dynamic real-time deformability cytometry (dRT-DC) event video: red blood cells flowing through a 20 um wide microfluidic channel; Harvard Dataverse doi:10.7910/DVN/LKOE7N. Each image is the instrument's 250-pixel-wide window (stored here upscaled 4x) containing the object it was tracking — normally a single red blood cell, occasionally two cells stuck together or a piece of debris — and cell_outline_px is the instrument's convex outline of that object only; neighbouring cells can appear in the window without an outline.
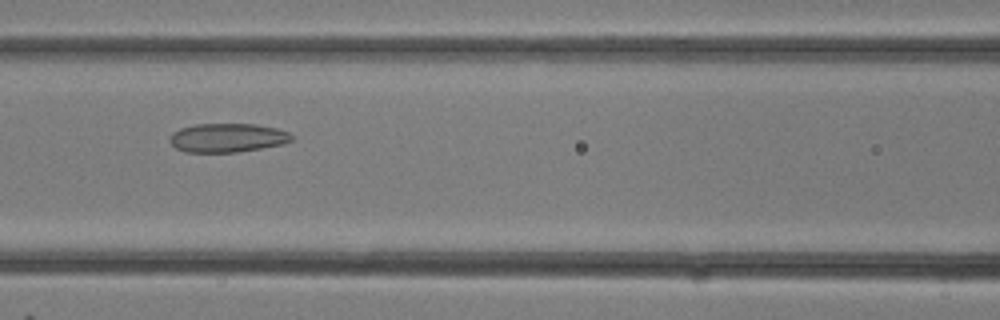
{"species": "common noctule bat (a hibernating species)", "species_latin": "Nyctalus noctula", "temperature_condition": "room temperature", "stored_images_in_passage": 31, "camera_frame_rate_fps": 3000, "um_per_image_px": 0.085, "animal": {"sex": "female"}, "frame": {"image": 1, "passage_image": 14, "time_ms": 4.333, "image_size_px": [1000, 320], "cell_outline_px": [[292, 140], [280, 144], [260, 148], [236, 152], [184, 152], [176, 148], [168, 140], [168, 136], [172, 132], [180, 128], [196, 124], [256, 124], [276, 128], [288, 132], [292, 136]], "centroid_in_image_um": [19.26, 11.7], "position_along_channel_um": 147.3, "area_um2": 20.46}}
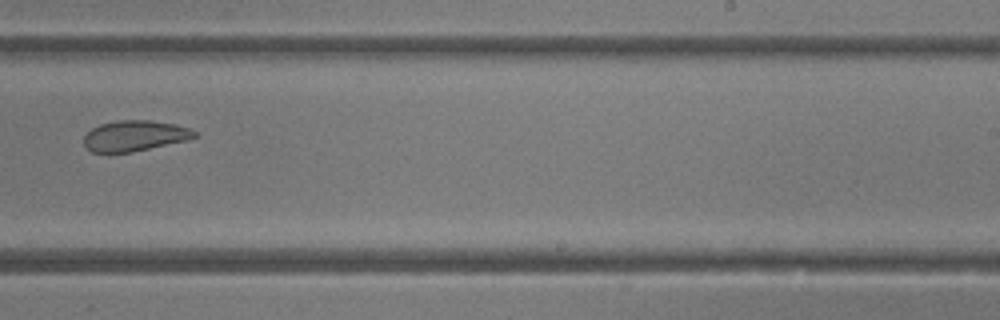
{"frame": {"image": 2, "passage_image": 20, "time_ms": 6.333, "image_size_px": [1000, 320], "cell_outline_px": [[196, 136], [188, 140], [132, 152], [92, 152], [84, 144], [84, 136], [92, 128], [100, 124], [116, 120], [152, 120], [176, 124], [188, 128], [196, 132]], "centroid_in_image_um": [11.45, 11.53], "position_along_channel_um": 277.5, "area_um2": 19.71}}
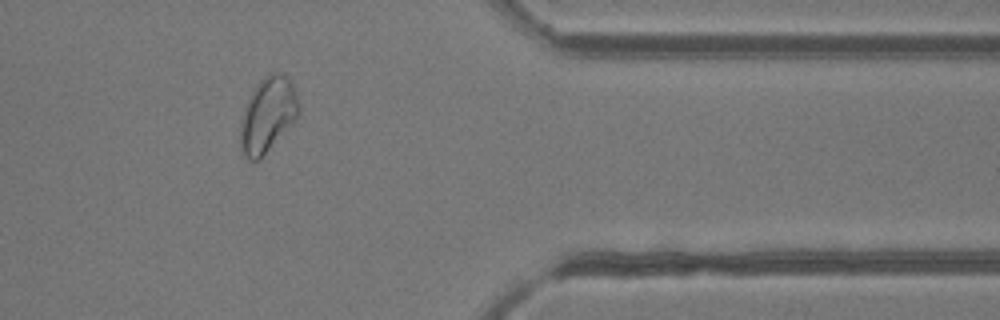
{"frame": {"image": 3, "passage_image": 26, "time_ms": 8.333, "image_size_px": [1000, 320], "cell_outline_px": [[300, 116], [260, 160], [248, 160], [240, 144], [240, 120], [244, 108], [256, 84], [268, 72], [280, 72], [288, 76], [292, 84], [300, 108]], "centroid_in_image_um": [22.77, 9.75], "position_along_channel_um": 388.6, "area_um2": 25.78}}